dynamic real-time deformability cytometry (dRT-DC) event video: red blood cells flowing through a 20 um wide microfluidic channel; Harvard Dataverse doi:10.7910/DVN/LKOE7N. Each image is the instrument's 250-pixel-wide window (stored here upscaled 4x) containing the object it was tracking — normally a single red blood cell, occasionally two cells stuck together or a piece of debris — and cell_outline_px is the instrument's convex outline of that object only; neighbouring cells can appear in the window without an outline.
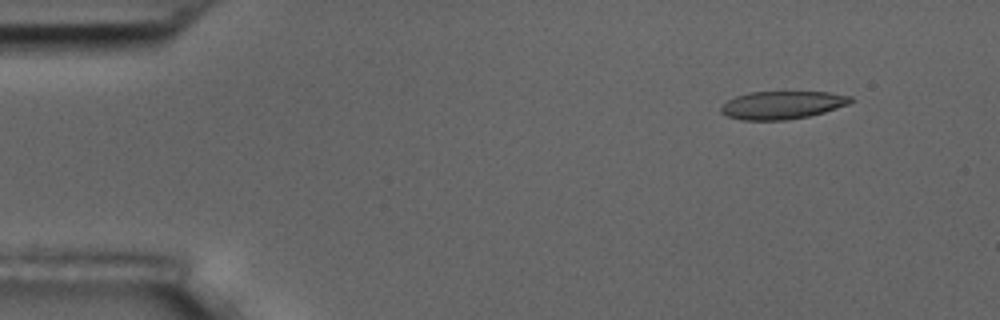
{"species": "common noctule bat (a hibernating species)", "species_latin": "Nyctalus noctula", "temperature_condition": "room temperature", "stored_images_in_passage": 9, "camera_frame_rate_fps": 3000, "um_per_image_px": 0.085, "animal": {"sex": "male", "body_mass_g": 17.5, "forearm_length_mm": 52.3}, "frame": {"image": 1, "passage_image": 2, "time_ms": 1.0, "image_size_px": [1000, 320], "cell_outline_px": [[856, 100], [848, 104], [824, 112], [808, 116], [784, 120], [740, 120], [728, 116], [720, 112], [720, 108], [728, 100], [736, 96], [748, 92], [828, 92], [852, 96]], "centroid_in_image_um": [66.5, 8.92], "position_along_channel_um": 18.5, "area_um2": 21.1}}
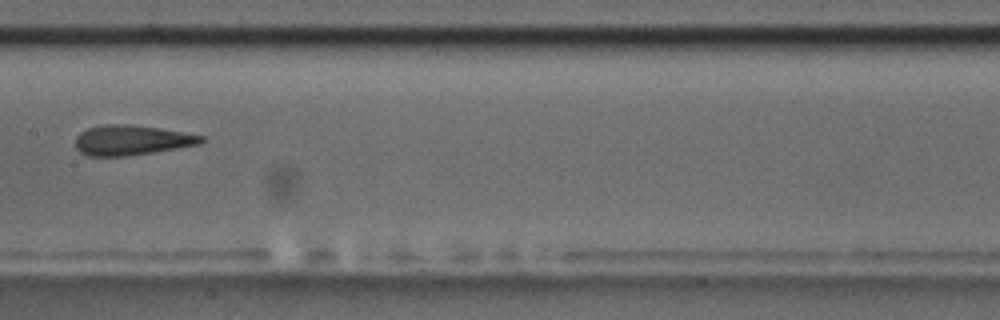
{"frame": {"image": 2, "passage_image": 8, "time_ms": 8.333, "image_size_px": [1000, 320], "cell_outline_px": [[204, 140], [200, 144], [152, 152], [124, 156], [88, 156], [80, 152], [76, 148], [76, 136], [80, 132], [88, 128], [104, 124], [128, 124], [160, 128], [204, 136]], "centroid_in_image_um": [11.15, 11.91], "position_along_channel_um": 196.2, "area_um2": 21.85}}
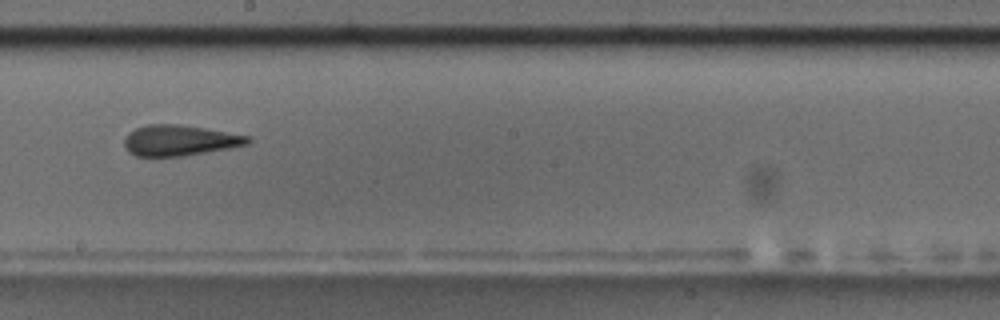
{"frame": {"image": 3, "passage_image": 9, "time_ms": 9.333, "image_size_px": [1000, 320], "cell_outline_px": [[252, 140], [248, 144], [228, 148], [184, 156], [136, 156], [128, 152], [124, 148], [124, 140], [128, 132], [136, 128], [148, 124], [180, 124], [252, 136]], "centroid_in_image_um": [15.26, 11.93], "position_along_channel_um": 232.9, "area_um2": 22.2}}